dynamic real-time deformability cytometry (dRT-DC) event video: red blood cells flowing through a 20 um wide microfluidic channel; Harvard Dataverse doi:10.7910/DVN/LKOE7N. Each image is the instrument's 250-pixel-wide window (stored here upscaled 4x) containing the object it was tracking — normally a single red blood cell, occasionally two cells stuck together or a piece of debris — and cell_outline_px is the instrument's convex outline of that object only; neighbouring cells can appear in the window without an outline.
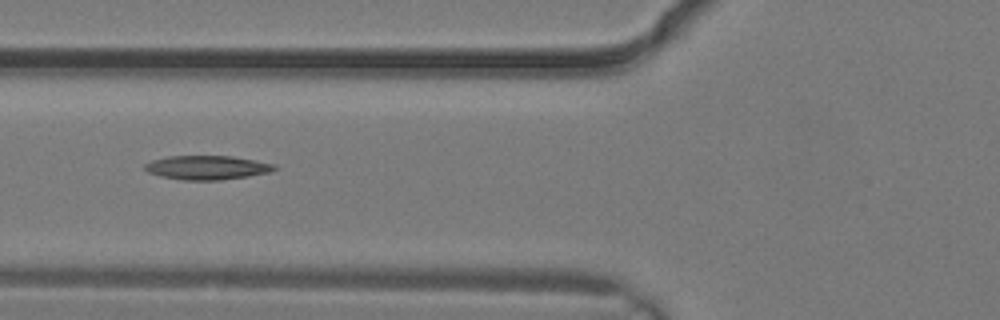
{"species": "common noctule bat (a hibernating species)", "species_latin": "Nyctalus noctula", "temperature_condition": "warm", "stored_images_in_passage": 2, "camera_frame_rate_fps": 3000, "um_per_image_px": 0.085, "animal": {"sex": "male", "body_mass_g": 19.2, "forearm_length_mm": 51.8}, "frame": {"image": 1, "passage_image": 2, "time_ms": 0.333, "image_size_px": [1000, 320], "cell_outline_px": [[280, 168], [272, 172], [248, 176], [220, 180], [184, 180], [160, 176], [148, 172], [144, 168], [144, 164], [152, 160], [168, 156], [232, 156], [276, 164]], "centroid_in_image_um": [17.64, 14.24], "position_along_channel_um": 108.2, "area_um2": 18.26}}